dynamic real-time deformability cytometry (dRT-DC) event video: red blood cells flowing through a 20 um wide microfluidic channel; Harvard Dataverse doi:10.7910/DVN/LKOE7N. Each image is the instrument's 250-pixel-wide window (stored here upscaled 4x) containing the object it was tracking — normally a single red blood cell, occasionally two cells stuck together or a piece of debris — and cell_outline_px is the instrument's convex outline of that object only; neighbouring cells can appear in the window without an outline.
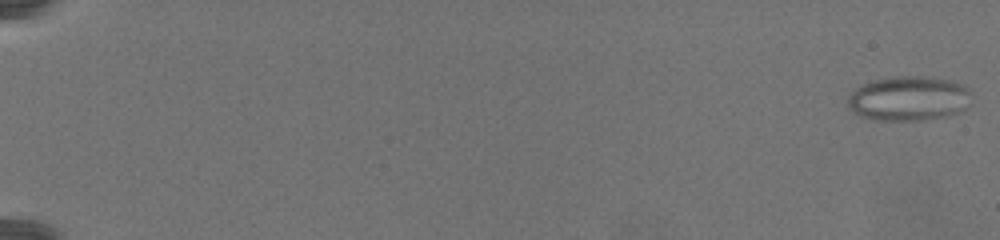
{"species": "common noctule bat (a hibernating species)", "species_latin": "Nyctalus noctula", "temperature_condition": "warm", "stored_images_in_passage": 78, "camera_frame_rate_fps": 3000, "um_per_image_px": 0.085, "animal": {"sex": "female", "body_mass_g": 19.5, "forearm_length_mm": 54.1}, "frame": {"image": 1, "passage_image": 1, "time_ms": 0.0, "image_size_px": [1000, 240], "cell_outline_px": [[972, 104], [960, 112], [928, 120], [876, 120], [860, 116], [848, 108], [848, 96], [856, 88], [872, 80], [892, 76], [928, 76], [948, 80], [960, 84], [968, 88], [972, 92]], "centroid_in_image_um": [77.28, 8.37], "position_along_channel_um": 7.7, "area_um2": 32.6}}
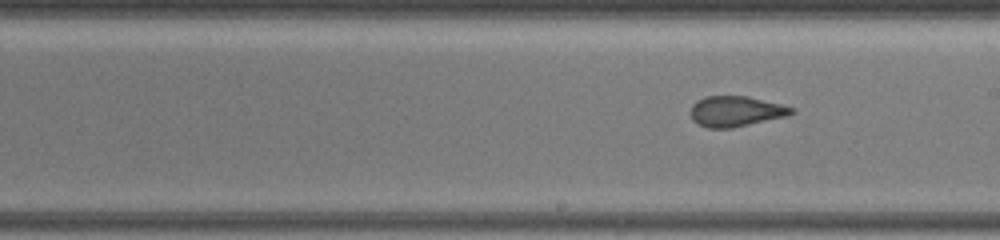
{"frame": {"image": 2, "passage_image": 48, "time_ms": 15.667, "image_size_px": [1000, 240], "cell_outline_px": [[796, 112], [788, 116], [732, 128], [708, 128], [696, 124], [692, 120], [692, 104], [696, 100], [704, 96], [748, 96], [796, 108]], "centroid_in_image_um": [62.56, 9.46], "position_along_channel_um": 226.4, "area_um2": 18.09}}
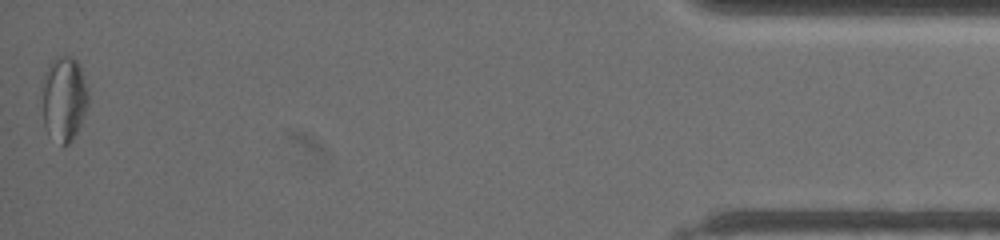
{"frame": {"image": 3, "passage_image": 78, "time_ms": 25.667, "image_size_px": [1000, 240], "cell_outline_px": [[88, 104], [80, 124], [72, 140], [64, 148], [44, 128], [44, 72], [52, 60], [56, 56], [72, 56], [76, 60], [84, 76], [88, 96]], "centroid_in_image_um": [5.45, 8.38], "position_along_channel_um": 429.7, "area_um2": 22.43}}